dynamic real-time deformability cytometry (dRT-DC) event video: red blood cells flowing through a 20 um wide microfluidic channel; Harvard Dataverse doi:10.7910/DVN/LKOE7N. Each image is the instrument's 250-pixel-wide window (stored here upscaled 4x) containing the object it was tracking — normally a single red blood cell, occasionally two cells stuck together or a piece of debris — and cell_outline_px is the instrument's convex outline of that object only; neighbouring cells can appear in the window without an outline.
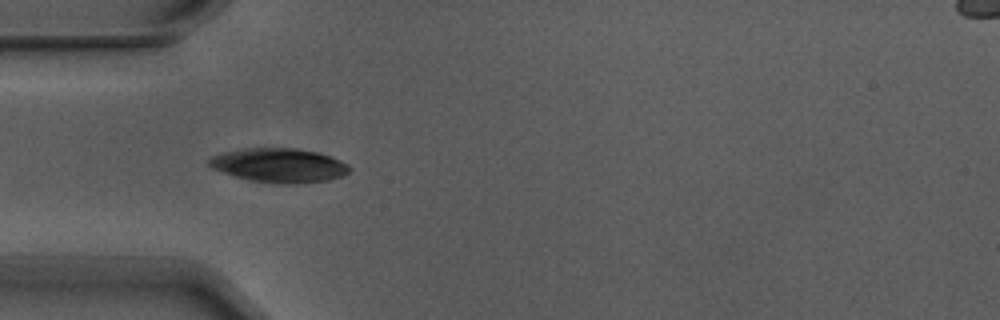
{"species": "Egyptian fruit bat (a non-hibernating species)", "species_latin": "Rousettus aegyptiacus", "temperature_condition": "warm", "stored_images_in_passage": 7, "camera_frame_rate_fps": 3000, "um_per_image_px": 0.085, "animal": {"sex": "male"}, "frame": {"image": 1, "passage_image": 5, "time_ms": 1.333, "image_size_px": [1000, 320], "cell_outline_px": [[352, 168], [344, 176], [328, 180], [296, 184], [280, 184], [252, 180], [236, 176], [212, 168], [208, 164], [208, 160], [212, 156], [224, 152], [244, 148], [296, 148], [316, 152], [332, 156], [348, 164]], "centroid_in_image_um": [23.77, 14.05], "position_along_channel_um": 61.2, "area_um2": 27.92}}
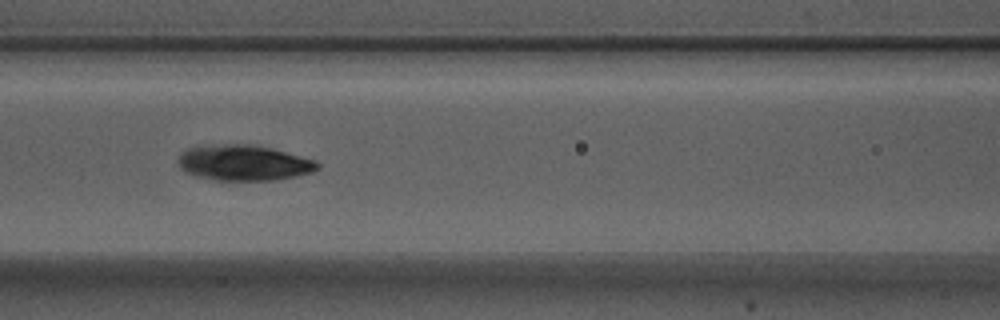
{"frame": {"image": 2, "passage_image": 7, "time_ms": 2.0, "image_size_px": [1000, 320], "cell_outline_px": [[320, 168], [312, 172], [296, 176], [272, 180], [216, 180], [196, 176], [180, 168], [176, 160], [180, 152], [196, 144], [248, 144], [272, 148], [316, 160], [320, 164]], "centroid_in_image_um": [20.68, 13.81], "position_along_channel_um": 145.9, "area_um2": 29.3}}